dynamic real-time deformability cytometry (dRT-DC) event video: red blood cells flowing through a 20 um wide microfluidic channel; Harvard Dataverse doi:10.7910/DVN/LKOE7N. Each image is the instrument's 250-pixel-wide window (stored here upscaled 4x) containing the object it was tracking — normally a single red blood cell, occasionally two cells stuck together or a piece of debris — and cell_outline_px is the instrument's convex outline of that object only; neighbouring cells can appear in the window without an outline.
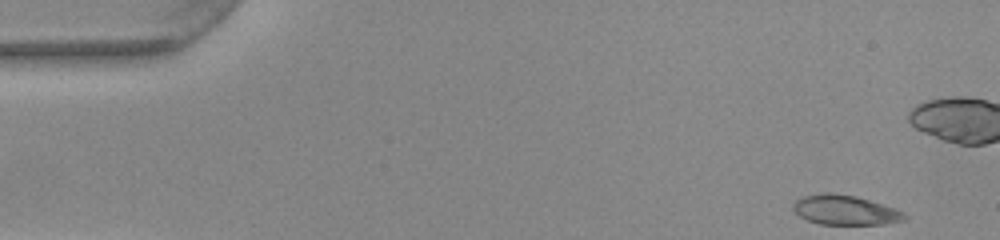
{"species": "common noctule bat (a hibernating species)", "species_latin": "Nyctalus noctula", "temperature_condition": "warm", "stored_images_in_passage": 40, "camera_frame_rate_fps": 3000, "um_per_image_px": 0.085, "animal": {"sex": "female", "body_mass_g": 22.0, "forearm_length_mm": 56.7}, "frame": {"image": 1, "passage_image": 1, "time_ms": 0.0, "image_size_px": [1000, 240], "cell_outline_px": [[908, 216], [904, 220], [884, 224], [820, 224], [808, 220], [800, 216], [792, 208], [792, 204], [796, 200], [804, 196], [820, 192], [832, 192], [856, 196], [896, 208], [904, 212]], "centroid_in_image_um": [71.84, 17.84], "position_along_channel_um": 13.2, "area_um2": 19.36}}
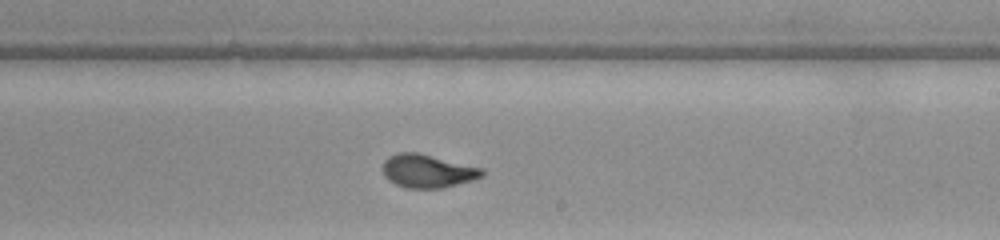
{"frame": {"image": 2, "passage_image": 28, "time_ms": 9.0, "image_size_px": [1000, 240], "cell_outline_px": [[484, 176], [472, 180], [444, 188], [408, 188], [396, 184], [388, 180], [384, 176], [384, 160], [388, 156], [400, 152], [416, 152], [484, 168]], "centroid_in_image_um": [36.36, 14.54], "position_along_channel_um": 252.6, "area_um2": 19.25}}
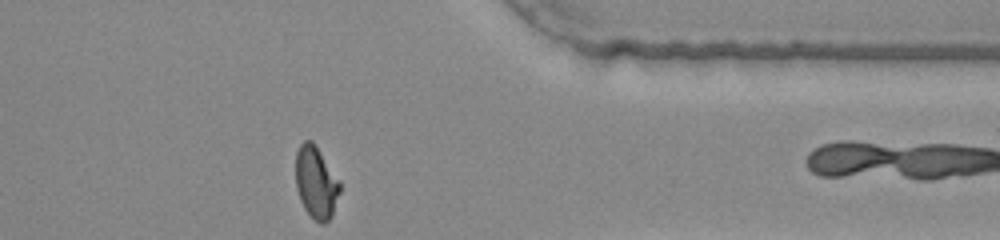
{"frame": {"image": 3, "passage_image": 39, "time_ms": 12.667, "image_size_px": [1000, 240], "cell_outline_px": [[340, 192], [332, 216], [324, 224], [320, 224], [304, 208], [300, 200], [296, 188], [296, 152], [300, 144], [304, 140], [312, 140], [316, 144], [340, 180]], "centroid_in_image_um": [26.87, 15.48], "position_along_channel_um": 384.5, "area_um2": 18.79}}